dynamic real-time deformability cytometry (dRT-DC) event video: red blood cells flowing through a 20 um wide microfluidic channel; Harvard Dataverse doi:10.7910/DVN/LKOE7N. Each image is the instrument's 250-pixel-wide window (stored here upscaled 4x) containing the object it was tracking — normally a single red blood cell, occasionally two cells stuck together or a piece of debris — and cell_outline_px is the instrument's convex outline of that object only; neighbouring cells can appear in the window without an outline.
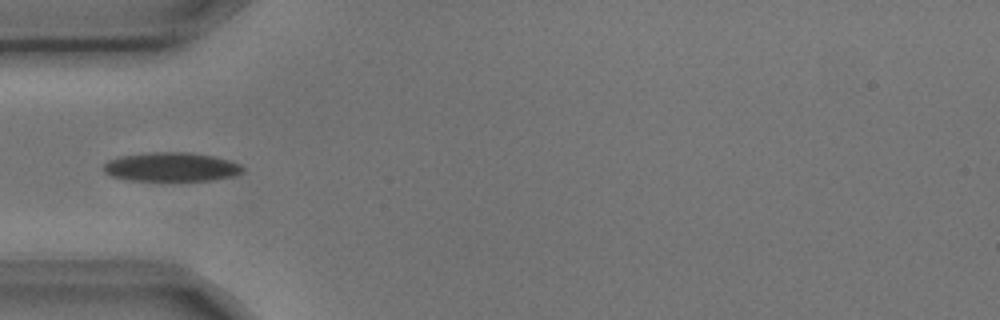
{"species": "common noctule bat (a hibernating species)", "species_latin": "Nyctalus noctula", "temperature_condition": "cold", "stored_images_in_passage": 5, "camera_frame_rate_fps": 3000, "um_per_image_px": 0.085, "animal": {"sex": "male", "body_mass_g": 17.9, "forearm_length_mm": 54.2}, "frame": {"image": 1, "passage_image": 4, "time_ms": 1.0, "image_size_px": [1000, 320], "cell_outline_px": [[244, 172], [236, 176], [212, 180], [128, 180], [112, 176], [104, 172], [104, 164], [108, 160], [120, 156], [148, 152], [188, 152], [212, 156], [228, 160], [240, 164], [244, 168]], "centroid_in_image_um": [14.58, 14.19], "position_along_channel_um": 70.4, "area_um2": 23.52}}